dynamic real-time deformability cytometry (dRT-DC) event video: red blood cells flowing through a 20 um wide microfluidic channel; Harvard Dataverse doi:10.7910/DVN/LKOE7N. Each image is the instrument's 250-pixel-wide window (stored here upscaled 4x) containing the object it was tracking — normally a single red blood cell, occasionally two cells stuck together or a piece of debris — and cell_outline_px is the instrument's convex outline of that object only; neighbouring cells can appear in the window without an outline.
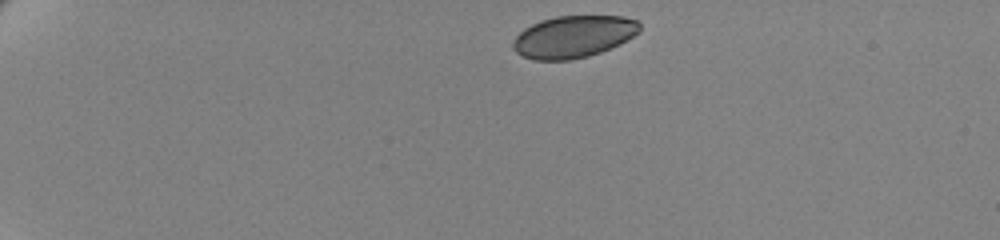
{"species": "human", "species_latin": "Homo sapiens", "temperature_condition": "cold", "stored_images_in_passage": 48, "camera_frame_rate_fps": 3000, "um_per_image_px": 0.085, "donor": {"sex": "female"}, "frame": {"image": 1, "passage_image": 1, "time_ms": 0.0, "image_size_px": [1000, 240], "cell_outline_px": [[640, 32], [620, 44], [600, 52], [588, 56], [568, 60], [532, 60], [516, 52], [512, 48], [512, 40], [524, 28], [540, 20], [556, 16], [624, 16], [636, 20], [640, 24]], "centroid_in_image_um": [48.73, 3.11], "position_along_channel_um": 36.3, "area_um2": 31.15}}
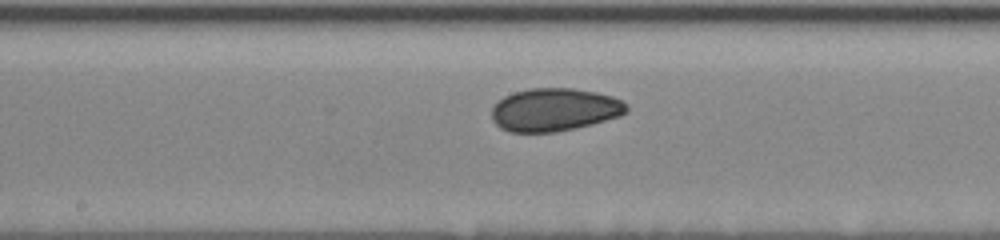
{"frame": {"image": 2, "passage_image": 23, "time_ms": 7.333, "image_size_px": [1000, 240], "cell_outline_px": [[628, 112], [620, 116], [592, 124], [576, 128], [556, 132], [508, 132], [500, 128], [492, 120], [492, 108], [504, 96], [512, 92], [528, 88], [572, 88], [596, 92], [612, 96], [628, 104]], "centroid_in_image_um": [47.13, 9.32], "position_along_channel_um": 201.1, "area_um2": 33.99}}
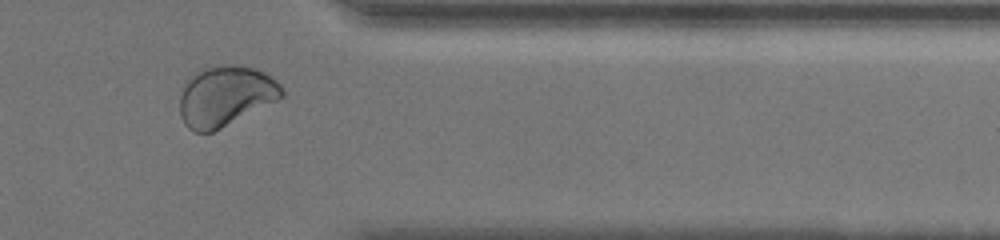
{"frame": {"image": 3, "passage_image": 40, "time_ms": 13.0, "image_size_px": [1000, 240], "cell_outline_px": [[284, 96], [212, 132], [196, 132], [188, 128], [184, 124], [180, 116], [180, 88], [192, 76], [204, 68], [224, 64], [232, 64], [256, 68], [264, 72], [276, 80], [284, 88]], "centroid_in_image_um": [19.15, 8.14], "position_along_channel_um": 392.3, "area_um2": 35.66}, "authors_computed_cell_mechanics": {"area_um2": 33.5818, "velocity_mm_per_s": 3.4358, "shape_relaxation_time_tau1_ms": null, "shape_relaxation_time_tau2_ms": 3.0197, "deformation_change_tau1": null, "deformation_change_tau2": 0.0498}}